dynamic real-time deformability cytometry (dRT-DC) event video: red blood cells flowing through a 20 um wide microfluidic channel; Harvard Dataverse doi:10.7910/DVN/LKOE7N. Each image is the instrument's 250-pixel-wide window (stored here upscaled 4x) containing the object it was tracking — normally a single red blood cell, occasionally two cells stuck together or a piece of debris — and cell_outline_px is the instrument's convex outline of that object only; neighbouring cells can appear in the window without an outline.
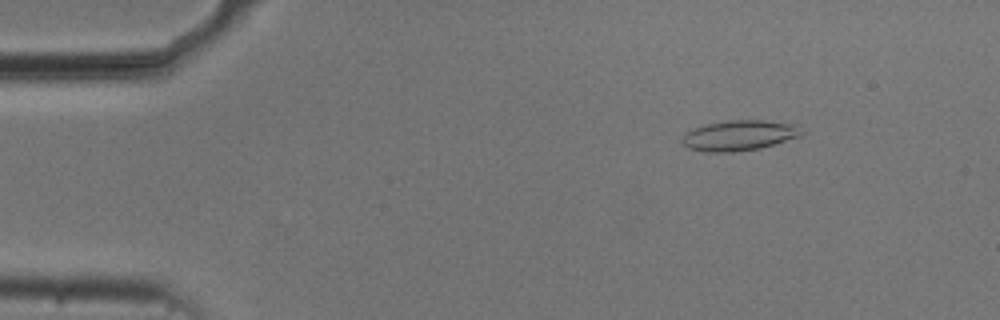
{"species": "common noctule bat (a hibernating species)", "species_latin": "Nyctalus noctula", "temperature_condition": "cold", "stored_images_in_passage": 54, "camera_frame_rate_fps": 3000, "um_per_image_px": 0.085, "animal": {"sex": "male", "body_mass_g": 20.5, "forearm_length_mm": 52.5}, "frame": {"image": 1, "passage_image": 7, "time_ms": 2.0, "image_size_px": [1000, 320], "cell_outline_px": [[804, 132], [800, 136], [760, 148], [736, 152], [704, 152], [688, 148], [680, 140], [692, 128], [708, 124], [728, 120], [764, 120], [800, 124]], "centroid_in_image_um": [62.87, 11.51], "position_along_channel_um": 22.1, "area_um2": 21.27}}
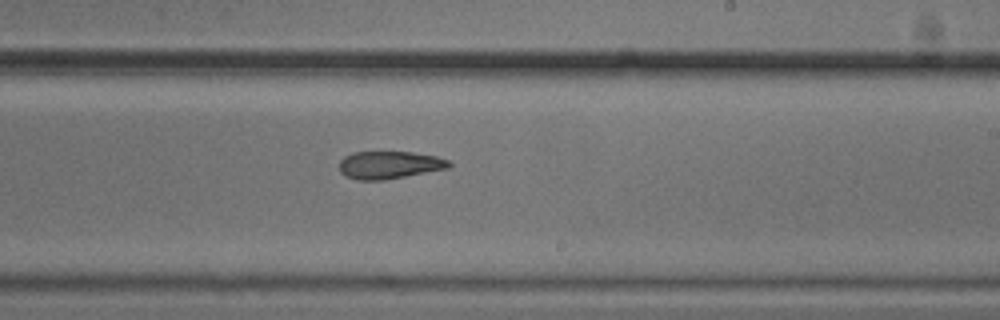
{"frame": {"image": 2, "passage_image": 32, "time_ms": 10.333, "image_size_px": [1000, 320], "cell_outline_px": [[452, 164], [448, 168], [384, 180], [356, 180], [340, 172], [340, 160], [344, 156], [352, 152], [412, 152], [436, 156], [448, 160]], "centroid_in_image_um": [33.08, 14.01], "position_along_channel_um": 255.9, "area_um2": 17.57}}
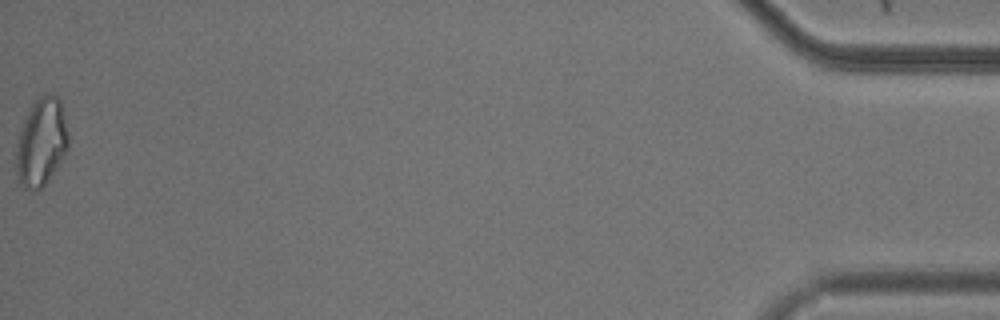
{"frame": {"image": 3, "passage_image": 54, "time_ms": 17.667, "image_size_px": [1000, 320], "cell_outline_px": [[68, 152], [60, 164], [48, 180], [40, 188], [32, 192], [24, 188], [20, 184], [16, 172], [16, 144], [24, 120], [32, 104], [40, 96], [48, 92], [56, 96], [60, 100], [68, 132]], "centroid_in_image_um": [3.52, 12.11], "position_along_channel_um": 431.7, "area_um2": 26.88}, "authors_computed_cell_mechanics": {"area_um2": 19.6809, "velocity_mm_per_s": 3.7307, "shape_relaxation_time_tau1_ms": 6.3031, "shape_relaxation_time_tau2_ms": 7.7378, "deformation_change_tau1": 0.1736, "deformation_change_tau2": 0.2108}}